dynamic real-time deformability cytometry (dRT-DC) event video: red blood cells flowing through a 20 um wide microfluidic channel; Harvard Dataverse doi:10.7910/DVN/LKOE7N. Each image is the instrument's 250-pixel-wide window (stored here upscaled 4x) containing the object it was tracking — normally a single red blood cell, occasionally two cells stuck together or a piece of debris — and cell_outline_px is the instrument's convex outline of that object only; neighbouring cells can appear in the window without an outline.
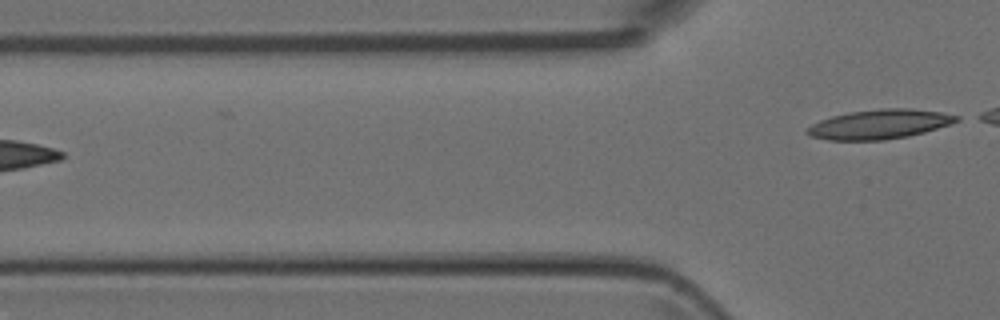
{"species": "Egyptian fruit bat (a non-hibernating species)", "species_latin": "Rousettus aegyptiacus", "temperature_condition": "room temperature", "stored_images_in_passage": 5, "camera_frame_rate_fps": 3000, "um_per_image_px": 0.085, "animal": {"sex": "female"}, "frame": {"image": 1, "passage_image": 5, "time_ms": 4.667, "image_size_px": [1000, 320], "cell_outline_px": [[960, 120], [952, 124], [924, 132], [908, 136], [884, 140], [828, 140], [812, 136], [804, 132], [804, 128], [820, 120], [832, 116], [848, 112], [880, 108], [912, 108], [940, 112], [960, 116]], "centroid_in_image_um": [74.75, 10.55], "position_along_channel_um": 51.0, "area_um2": 25.84}}